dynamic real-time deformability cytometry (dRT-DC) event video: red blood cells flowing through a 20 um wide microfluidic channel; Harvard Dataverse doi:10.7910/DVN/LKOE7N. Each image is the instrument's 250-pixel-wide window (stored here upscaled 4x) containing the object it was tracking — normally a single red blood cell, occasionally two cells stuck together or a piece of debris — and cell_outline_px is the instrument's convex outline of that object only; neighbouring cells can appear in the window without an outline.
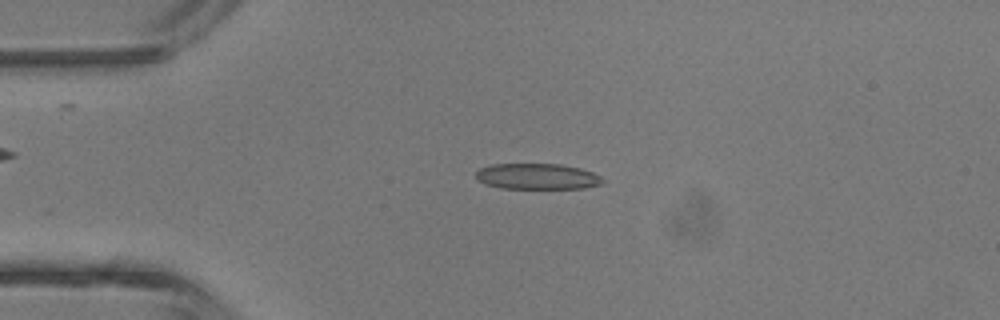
{"species": "common noctule bat (a hibernating species)", "species_latin": "Nyctalus noctula", "temperature_condition": "room temperature", "stored_images_in_passage": 4, "camera_frame_rate_fps": 3000, "um_per_image_px": 0.085, "animal": {"sex": "male", "body_mass_g": 13.3}, "frame": {"image": 1, "passage_image": 4, "time_ms": 3.333, "image_size_px": [1000, 320], "cell_outline_px": [[604, 180], [600, 184], [584, 188], [500, 188], [484, 184], [476, 180], [476, 172], [480, 168], [492, 164], [560, 164], [580, 168], [592, 172], [600, 176]], "centroid_in_image_um": [45.62, 14.99], "position_along_channel_um": 39.4, "area_um2": 19.07}}